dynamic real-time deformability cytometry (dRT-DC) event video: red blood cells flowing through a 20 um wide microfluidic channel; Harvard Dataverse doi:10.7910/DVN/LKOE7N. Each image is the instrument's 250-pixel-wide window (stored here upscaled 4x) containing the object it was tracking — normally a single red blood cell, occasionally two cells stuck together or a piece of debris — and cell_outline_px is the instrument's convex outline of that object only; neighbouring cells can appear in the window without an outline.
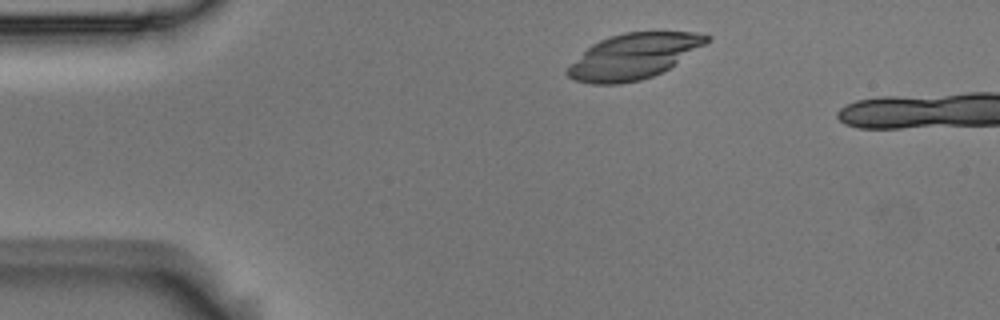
{"species": "Egyptian fruit bat (a non-hibernating species)", "species_latin": "Rousettus aegyptiacus", "temperature_condition": "room temperature", "stored_images_in_passage": 3, "camera_frame_rate_fps": 3000, "um_per_image_px": 0.085, "animal": {"sex": "male"}, "frame": {"image": 1, "passage_image": 1, "time_ms": 0.0, "image_size_px": [1000, 320], "cell_outline_px": [[712, 36], [704, 44], [668, 68], [652, 76], [640, 80], [620, 84], [592, 84], [572, 80], [568, 76], [568, 68], [592, 44], [608, 36], [624, 32], [696, 32]], "centroid_in_image_um": [53.83, 4.78], "position_along_channel_um": 31.2, "area_um2": 36.07}}